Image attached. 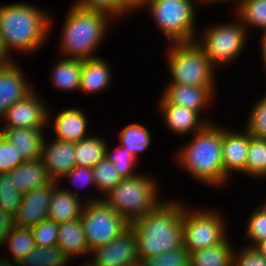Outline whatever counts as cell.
Listing matches in <instances>:
<instances>
[{"label": "cell", "mask_w": 266, "mask_h": 266, "mask_svg": "<svg viewBox=\"0 0 266 266\" xmlns=\"http://www.w3.org/2000/svg\"><path fill=\"white\" fill-rule=\"evenodd\" d=\"M42 8L28 2L0 6V35L12 58L17 52L28 57L36 54L51 40L53 19L50 11Z\"/></svg>", "instance_id": "obj_1"}, {"label": "cell", "mask_w": 266, "mask_h": 266, "mask_svg": "<svg viewBox=\"0 0 266 266\" xmlns=\"http://www.w3.org/2000/svg\"><path fill=\"white\" fill-rule=\"evenodd\" d=\"M189 137L190 140L175 151V164L201 185L216 190L230 185L231 180L223 170L222 126L213 121Z\"/></svg>", "instance_id": "obj_2"}, {"label": "cell", "mask_w": 266, "mask_h": 266, "mask_svg": "<svg viewBox=\"0 0 266 266\" xmlns=\"http://www.w3.org/2000/svg\"><path fill=\"white\" fill-rule=\"evenodd\" d=\"M182 220L183 202L164 198L154 210L130 224L139 260L182 247Z\"/></svg>", "instance_id": "obj_3"}, {"label": "cell", "mask_w": 266, "mask_h": 266, "mask_svg": "<svg viewBox=\"0 0 266 266\" xmlns=\"http://www.w3.org/2000/svg\"><path fill=\"white\" fill-rule=\"evenodd\" d=\"M69 7L58 44L60 56L79 60L99 57L95 52L105 41L113 19L105 13L83 9L73 3Z\"/></svg>", "instance_id": "obj_4"}, {"label": "cell", "mask_w": 266, "mask_h": 266, "mask_svg": "<svg viewBox=\"0 0 266 266\" xmlns=\"http://www.w3.org/2000/svg\"><path fill=\"white\" fill-rule=\"evenodd\" d=\"M157 184L154 176L140 172L134 177L123 178L102 200L132 224L164 201Z\"/></svg>", "instance_id": "obj_5"}, {"label": "cell", "mask_w": 266, "mask_h": 266, "mask_svg": "<svg viewBox=\"0 0 266 266\" xmlns=\"http://www.w3.org/2000/svg\"><path fill=\"white\" fill-rule=\"evenodd\" d=\"M168 47L165 52L170 76L168 83L198 87L217 86L218 69L195 41L169 43Z\"/></svg>", "instance_id": "obj_6"}, {"label": "cell", "mask_w": 266, "mask_h": 266, "mask_svg": "<svg viewBox=\"0 0 266 266\" xmlns=\"http://www.w3.org/2000/svg\"><path fill=\"white\" fill-rule=\"evenodd\" d=\"M199 5V0H151L141 10L148 11L168 44L193 42L197 36L196 6Z\"/></svg>", "instance_id": "obj_7"}, {"label": "cell", "mask_w": 266, "mask_h": 266, "mask_svg": "<svg viewBox=\"0 0 266 266\" xmlns=\"http://www.w3.org/2000/svg\"><path fill=\"white\" fill-rule=\"evenodd\" d=\"M233 16L235 19L230 22L221 21V23L209 25L202 30L203 32H197L195 38L196 44L217 69L220 66L224 68L228 64L231 65L247 48L245 46H247L250 32L234 14Z\"/></svg>", "instance_id": "obj_8"}, {"label": "cell", "mask_w": 266, "mask_h": 266, "mask_svg": "<svg viewBox=\"0 0 266 266\" xmlns=\"http://www.w3.org/2000/svg\"><path fill=\"white\" fill-rule=\"evenodd\" d=\"M185 203L183 202V246L190 253L221 243L227 237L228 223L220 211L207 207L193 209Z\"/></svg>", "instance_id": "obj_9"}, {"label": "cell", "mask_w": 266, "mask_h": 266, "mask_svg": "<svg viewBox=\"0 0 266 266\" xmlns=\"http://www.w3.org/2000/svg\"><path fill=\"white\" fill-rule=\"evenodd\" d=\"M81 223L90 252L107 245L130 224L103 200L85 203Z\"/></svg>", "instance_id": "obj_10"}, {"label": "cell", "mask_w": 266, "mask_h": 266, "mask_svg": "<svg viewBox=\"0 0 266 266\" xmlns=\"http://www.w3.org/2000/svg\"><path fill=\"white\" fill-rule=\"evenodd\" d=\"M48 103L34 89L10 106L0 119V128H47ZM5 121V122H3ZM6 123V124H5Z\"/></svg>", "instance_id": "obj_11"}, {"label": "cell", "mask_w": 266, "mask_h": 266, "mask_svg": "<svg viewBox=\"0 0 266 266\" xmlns=\"http://www.w3.org/2000/svg\"><path fill=\"white\" fill-rule=\"evenodd\" d=\"M96 192H94V196L90 194L87 197L86 195L85 197H80L81 193H79L78 189L76 191L74 188H65L61 184L54 182L47 219L57 224L80 219L85 203L102 200L101 196L95 194Z\"/></svg>", "instance_id": "obj_12"}, {"label": "cell", "mask_w": 266, "mask_h": 266, "mask_svg": "<svg viewBox=\"0 0 266 266\" xmlns=\"http://www.w3.org/2000/svg\"><path fill=\"white\" fill-rule=\"evenodd\" d=\"M217 88V86L198 87L167 83L160 96L169 104H177L197 111L202 117L204 116V119L208 123H210L213 122V120L212 117L209 118V115H207V107L210 108L211 103L216 100L215 95ZM213 97H215V99Z\"/></svg>", "instance_id": "obj_13"}, {"label": "cell", "mask_w": 266, "mask_h": 266, "mask_svg": "<svg viewBox=\"0 0 266 266\" xmlns=\"http://www.w3.org/2000/svg\"><path fill=\"white\" fill-rule=\"evenodd\" d=\"M136 261L139 258L134 230L131 227L107 245L91 251L90 260H87L91 266H126Z\"/></svg>", "instance_id": "obj_14"}, {"label": "cell", "mask_w": 266, "mask_h": 266, "mask_svg": "<svg viewBox=\"0 0 266 266\" xmlns=\"http://www.w3.org/2000/svg\"><path fill=\"white\" fill-rule=\"evenodd\" d=\"M222 127V162L224 174L232 181L233 174L245 175L250 132L244 127Z\"/></svg>", "instance_id": "obj_15"}, {"label": "cell", "mask_w": 266, "mask_h": 266, "mask_svg": "<svg viewBox=\"0 0 266 266\" xmlns=\"http://www.w3.org/2000/svg\"><path fill=\"white\" fill-rule=\"evenodd\" d=\"M51 110L48 109L47 128L53 130L54 134H52V138L77 143L81 139L91 135L88 130V116L84 112V109L69 107L68 109L61 110L55 116L53 113L51 114L53 112Z\"/></svg>", "instance_id": "obj_16"}, {"label": "cell", "mask_w": 266, "mask_h": 266, "mask_svg": "<svg viewBox=\"0 0 266 266\" xmlns=\"http://www.w3.org/2000/svg\"><path fill=\"white\" fill-rule=\"evenodd\" d=\"M16 61L0 66V119L10 106L36 89Z\"/></svg>", "instance_id": "obj_17"}, {"label": "cell", "mask_w": 266, "mask_h": 266, "mask_svg": "<svg viewBox=\"0 0 266 266\" xmlns=\"http://www.w3.org/2000/svg\"><path fill=\"white\" fill-rule=\"evenodd\" d=\"M159 98L157 107L159 113H162L163 124L173 135L191 136L208 123L197 111L169 104L161 96Z\"/></svg>", "instance_id": "obj_18"}, {"label": "cell", "mask_w": 266, "mask_h": 266, "mask_svg": "<svg viewBox=\"0 0 266 266\" xmlns=\"http://www.w3.org/2000/svg\"><path fill=\"white\" fill-rule=\"evenodd\" d=\"M48 140V141H47ZM48 175L57 182L63 175L73 169L75 164V143L45 138L40 157Z\"/></svg>", "instance_id": "obj_19"}, {"label": "cell", "mask_w": 266, "mask_h": 266, "mask_svg": "<svg viewBox=\"0 0 266 266\" xmlns=\"http://www.w3.org/2000/svg\"><path fill=\"white\" fill-rule=\"evenodd\" d=\"M52 190L53 184H48L23 194L15 215L16 226L32 228L47 219Z\"/></svg>", "instance_id": "obj_20"}, {"label": "cell", "mask_w": 266, "mask_h": 266, "mask_svg": "<svg viewBox=\"0 0 266 266\" xmlns=\"http://www.w3.org/2000/svg\"><path fill=\"white\" fill-rule=\"evenodd\" d=\"M47 128H0V133L16 148L26 160L41 157V150L45 140Z\"/></svg>", "instance_id": "obj_21"}, {"label": "cell", "mask_w": 266, "mask_h": 266, "mask_svg": "<svg viewBox=\"0 0 266 266\" xmlns=\"http://www.w3.org/2000/svg\"><path fill=\"white\" fill-rule=\"evenodd\" d=\"M102 57L82 60L80 91L86 94H98L110 88L113 82L112 68Z\"/></svg>", "instance_id": "obj_22"}, {"label": "cell", "mask_w": 266, "mask_h": 266, "mask_svg": "<svg viewBox=\"0 0 266 266\" xmlns=\"http://www.w3.org/2000/svg\"><path fill=\"white\" fill-rule=\"evenodd\" d=\"M9 177L14 187L22 194L55 182L48 175L40 158L24 161L9 172Z\"/></svg>", "instance_id": "obj_23"}, {"label": "cell", "mask_w": 266, "mask_h": 266, "mask_svg": "<svg viewBox=\"0 0 266 266\" xmlns=\"http://www.w3.org/2000/svg\"><path fill=\"white\" fill-rule=\"evenodd\" d=\"M58 233L57 246L71 261L82 255L90 256L81 219L58 224Z\"/></svg>", "instance_id": "obj_24"}, {"label": "cell", "mask_w": 266, "mask_h": 266, "mask_svg": "<svg viewBox=\"0 0 266 266\" xmlns=\"http://www.w3.org/2000/svg\"><path fill=\"white\" fill-rule=\"evenodd\" d=\"M58 59L56 58L51 71L52 86L63 92H80L82 60L61 56Z\"/></svg>", "instance_id": "obj_25"}, {"label": "cell", "mask_w": 266, "mask_h": 266, "mask_svg": "<svg viewBox=\"0 0 266 266\" xmlns=\"http://www.w3.org/2000/svg\"><path fill=\"white\" fill-rule=\"evenodd\" d=\"M234 245L227 236L221 243L190 253V266H232Z\"/></svg>", "instance_id": "obj_26"}, {"label": "cell", "mask_w": 266, "mask_h": 266, "mask_svg": "<svg viewBox=\"0 0 266 266\" xmlns=\"http://www.w3.org/2000/svg\"><path fill=\"white\" fill-rule=\"evenodd\" d=\"M118 135L119 145L128 149L138 161L140 160L139 155L146 151L152 142L150 130L139 122L125 125Z\"/></svg>", "instance_id": "obj_27"}, {"label": "cell", "mask_w": 266, "mask_h": 266, "mask_svg": "<svg viewBox=\"0 0 266 266\" xmlns=\"http://www.w3.org/2000/svg\"><path fill=\"white\" fill-rule=\"evenodd\" d=\"M107 145L109 143L106 139L92 134L75 143L76 166L93 168L105 158Z\"/></svg>", "instance_id": "obj_28"}, {"label": "cell", "mask_w": 266, "mask_h": 266, "mask_svg": "<svg viewBox=\"0 0 266 266\" xmlns=\"http://www.w3.org/2000/svg\"><path fill=\"white\" fill-rule=\"evenodd\" d=\"M234 10L232 12L247 31L250 28L259 29V32L266 30V0H240Z\"/></svg>", "instance_id": "obj_29"}, {"label": "cell", "mask_w": 266, "mask_h": 266, "mask_svg": "<svg viewBox=\"0 0 266 266\" xmlns=\"http://www.w3.org/2000/svg\"><path fill=\"white\" fill-rule=\"evenodd\" d=\"M71 260L57 246L35 247L20 262L19 266H68Z\"/></svg>", "instance_id": "obj_30"}, {"label": "cell", "mask_w": 266, "mask_h": 266, "mask_svg": "<svg viewBox=\"0 0 266 266\" xmlns=\"http://www.w3.org/2000/svg\"><path fill=\"white\" fill-rule=\"evenodd\" d=\"M245 176L266 180V139L254 137L251 133Z\"/></svg>", "instance_id": "obj_31"}, {"label": "cell", "mask_w": 266, "mask_h": 266, "mask_svg": "<svg viewBox=\"0 0 266 266\" xmlns=\"http://www.w3.org/2000/svg\"><path fill=\"white\" fill-rule=\"evenodd\" d=\"M10 256L15 262H20L36 246L31 228L15 226L5 240Z\"/></svg>", "instance_id": "obj_32"}, {"label": "cell", "mask_w": 266, "mask_h": 266, "mask_svg": "<svg viewBox=\"0 0 266 266\" xmlns=\"http://www.w3.org/2000/svg\"><path fill=\"white\" fill-rule=\"evenodd\" d=\"M92 169L95 180V189L98 191L97 195L101 194V198L110 192L123 179L113 163H111L106 157L99 161Z\"/></svg>", "instance_id": "obj_33"}, {"label": "cell", "mask_w": 266, "mask_h": 266, "mask_svg": "<svg viewBox=\"0 0 266 266\" xmlns=\"http://www.w3.org/2000/svg\"><path fill=\"white\" fill-rule=\"evenodd\" d=\"M105 157L113 163L122 178L134 177L140 173L138 171L140 161H138L133 154L123 146L117 145L112 149L107 145Z\"/></svg>", "instance_id": "obj_34"}, {"label": "cell", "mask_w": 266, "mask_h": 266, "mask_svg": "<svg viewBox=\"0 0 266 266\" xmlns=\"http://www.w3.org/2000/svg\"><path fill=\"white\" fill-rule=\"evenodd\" d=\"M245 241L248 246L255 247L258 243L266 240V206L261 203L251 212L245 224ZM248 239V240H247Z\"/></svg>", "instance_id": "obj_35"}, {"label": "cell", "mask_w": 266, "mask_h": 266, "mask_svg": "<svg viewBox=\"0 0 266 266\" xmlns=\"http://www.w3.org/2000/svg\"><path fill=\"white\" fill-rule=\"evenodd\" d=\"M72 3L83 9L105 13L113 20L123 19L131 13L120 0H74Z\"/></svg>", "instance_id": "obj_36"}, {"label": "cell", "mask_w": 266, "mask_h": 266, "mask_svg": "<svg viewBox=\"0 0 266 266\" xmlns=\"http://www.w3.org/2000/svg\"><path fill=\"white\" fill-rule=\"evenodd\" d=\"M252 104L245 128L252 136L266 139V93Z\"/></svg>", "instance_id": "obj_37"}, {"label": "cell", "mask_w": 266, "mask_h": 266, "mask_svg": "<svg viewBox=\"0 0 266 266\" xmlns=\"http://www.w3.org/2000/svg\"><path fill=\"white\" fill-rule=\"evenodd\" d=\"M23 194L19 192L9 177V172L0 173V207L16 215L22 202Z\"/></svg>", "instance_id": "obj_38"}, {"label": "cell", "mask_w": 266, "mask_h": 266, "mask_svg": "<svg viewBox=\"0 0 266 266\" xmlns=\"http://www.w3.org/2000/svg\"><path fill=\"white\" fill-rule=\"evenodd\" d=\"M190 252L184 247L145 258L143 266H190Z\"/></svg>", "instance_id": "obj_39"}, {"label": "cell", "mask_w": 266, "mask_h": 266, "mask_svg": "<svg viewBox=\"0 0 266 266\" xmlns=\"http://www.w3.org/2000/svg\"><path fill=\"white\" fill-rule=\"evenodd\" d=\"M36 247H50L57 245L58 224L49 219L40 221L31 228Z\"/></svg>", "instance_id": "obj_40"}, {"label": "cell", "mask_w": 266, "mask_h": 266, "mask_svg": "<svg viewBox=\"0 0 266 266\" xmlns=\"http://www.w3.org/2000/svg\"><path fill=\"white\" fill-rule=\"evenodd\" d=\"M24 161L16 148L0 133V173L10 172Z\"/></svg>", "instance_id": "obj_41"}, {"label": "cell", "mask_w": 266, "mask_h": 266, "mask_svg": "<svg viewBox=\"0 0 266 266\" xmlns=\"http://www.w3.org/2000/svg\"><path fill=\"white\" fill-rule=\"evenodd\" d=\"M64 179V180H63ZM70 181L72 187L75 186L77 189H83L84 187H93V191L95 188V180L93 176V169L91 167H83V166H75L68 173L63 175L58 181V184H61L62 181ZM92 185V186H91Z\"/></svg>", "instance_id": "obj_42"}, {"label": "cell", "mask_w": 266, "mask_h": 266, "mask_svg": "<svg viewBox=\"0 0 266 266\" xmlns=\"http://www.w3.org/2000/svg\"><path fill=\"white\" fill-rule=\"evenodd\" d=\"M232 266H266V258L256 249L248 246L235 250Z\"/></svg>", "instance_id": "obj_43"}, {"label": "cell", "mask_w": 266, "mask_h": 266, "mask_svg": "<svg viewBox=\"0 0 266 266\" xmlns=\"http://www.w3.org/2000/svg\"><path fill=\"white\" fill-rule=\"evenodd\" d=\"M15 226V215L0 207V247H4L7 236Z\"/></svg>", "instance_id": "obj_44"}, {"label": "cell", "mask_w": 266, "mask_h": 266, "mask_svg": "<svg viewBox=\"0 0 266 266\" xmlns=\"http://www.w3.org/2000/svg\"><path fill=\"white\" fill-rule=\"evenodd\" d=\"M122 4L131 12L132 11H139L145 5V0H120Z\"/></svg>", "instance_id": "obj_45"}, {"label": "cell", "mask_w": 266, "mask_h": 266, "mask_svg": "<svg viewBox=\"0 0 266 266\" xmlns=\"http://www.w3.org/2000/svg\"><path fill=\"white\" fill-rule=\"evenodd\" d=\"M14 61L15 59L12 58L7 52V50L5 49V46L2 41V37L0 35V66L9 65Z\"/></svg>", "instance_id": "obj_46"}, {"label": "cell", "mask_w": 266, "mask_h": 266, "mask_svg": "<svg viewBox=\"0 0 266 266\" xmlns=\"http://www.w3.org/2000/svg\"><path fill=\"white\" fill-rule=\"evenodd\" d=\"M260 40H261V48H260V50H261V59H262V68L264 69L263 71H265L266 72V30L265 31H263V32H261V38H260ZM265 75H266V73H265Z\"/></svg>", "instance_id": "obj_47"}, {"label": "cell", "mask_w": 266, "mask_h": 266, "mask_svg": "<svg viewBox=\"0 0 266 266\" xmlns=\"http://www.w3.org/2000/svg\"><path fill=\"white\" fill-rule=\"evenodd\" d=\"M239 1H240V0H199V2H200V6H203V5H205V6H206V5H212V4H214V3H215V4L217 3L216 5H218V3H219V5L222 4V3H223V4H224V3H225V4H227V3H231V4L234 3V4H235V3H236L235 6H234V9H235L236 6L238 5Z\"/></svg>", "instance_id": "obj_48"}, {"label": "cell", "mask_w": 266, "mask_h": 266, "mask_svg": "<svg viewBox=\"0 0 266 266\" xmlns=\"http://www.w3.org/2000/svg\"><path fill=\"white\" fill-rule=\"evenodd\" d=\"M0 266H19L18 262H15L14 260L10 259L8 257L0 256Z\"/></svg>", "instance_id": "obj_49"}, {"label": "cell", "mask_w": 266, "mask_h": 266, "mask_svg": "<svg viewBox=\"0 0 266 266\" xmlns=\"http://www.w3.org/2000/svg\"><path fill=\"white\" fill-rule=\"evenodd\" d=\"M255 247L266 258V240L258 243Z\"/></svg>", "instance_id": "obj_50"}, {"label": "cell", "mask_w": 266, "mask_h": 266, "mask_svg": "<svg viewBox=\"0 0 266 266\" xmlns=\"http://www.w3.org/2000/svg\"><path fill=\"white\" fill-rule=\"evenodd\" d=\"M126 266H143V263L142 261H136V262H133L131 264H127Z\"/></svg>", "instance_id": "obj_51"}, {"label": "cell", "mask_w": 266, "mask_h": 266, "mask_svg": "<svg viewBox=\"0 0 266 266\" xmlns=\"http://www.w3.org/2000/svg\"><path fill=\"white\" fill-rule=\"evenodd\" d=\"M82 263V264H81ZM78 266H91L87 261H82Z\"/></svg>", "instance_id": "obj_52"}]
</instances>
